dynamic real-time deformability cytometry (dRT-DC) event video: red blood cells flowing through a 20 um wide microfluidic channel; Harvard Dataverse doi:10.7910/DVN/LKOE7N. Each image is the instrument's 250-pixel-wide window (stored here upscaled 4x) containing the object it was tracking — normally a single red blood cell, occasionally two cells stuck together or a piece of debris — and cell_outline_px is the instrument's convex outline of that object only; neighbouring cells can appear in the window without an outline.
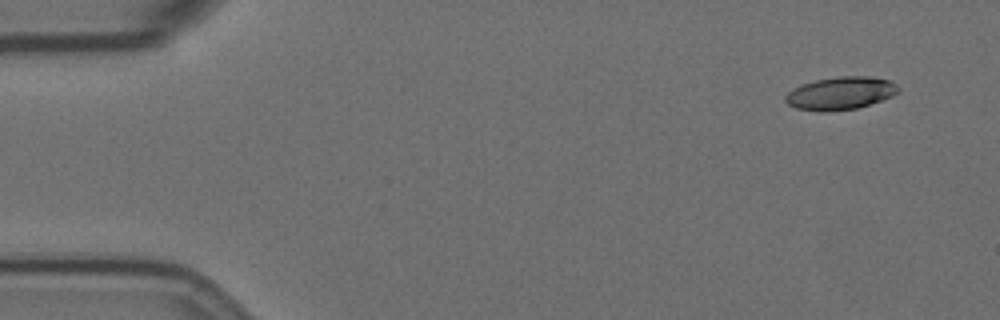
{"species": "Egyptian fruit bat (a non-hibernating species)", "species_latin": "Rousettus aegyptiacus", "temperature_condition": "room temperature", "stored_images_in_passage": 53, "camera_frame_rate_fps": 3000, "um_per_image_px": 0.085, "animal": {"sex": "female"}, "frame": {"image": 1, "passage_image": 1, "time_ms": 0.0, "image_size_px": [1000, 320], "cell_outline_px": [[900, 92], [892, 96], [856, 108], [824, 112], [820, 112], [796, 108], [788, 104], [784, 100], [784, 96], [792, 88], [800, 84], [816, 80], [840, 76], [872, 76], [888, 80], [896, 84], [900, 88]], "centroid_in_image_um": [71.42, 7.92], "position_along_channel_um": 13.6, "area_um2": 21.68}}
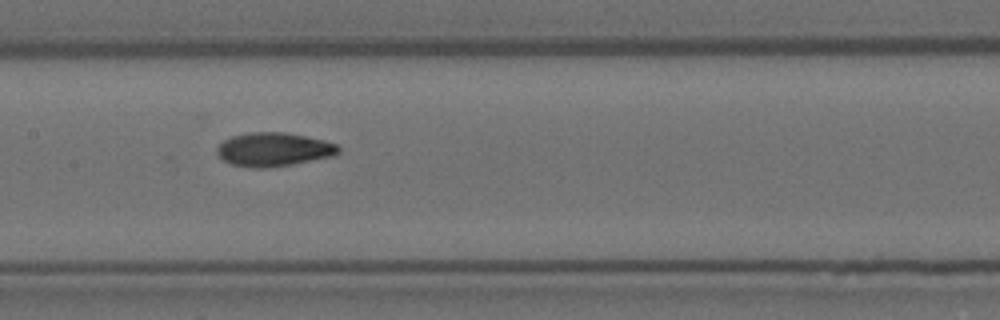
{"frame": {"image": 2, "passage_image": 25, "time_ms": 8.0, "image_size_px": [1000, 320], "cell_outline_px": [[340, 152], [332, 156], [292, 164], [264, 168], [256, 168], [232, 164], [224, 160], [216, 152], [216, 148], [224, 140], [232, 136], [248, 132], [284, 132], [324, 140], [336, 144], [340, 148]], "centroid_in_image_um": [23.26, 12.69], "position_along_channel_um": 184.1, "area_um2": 23.64}}
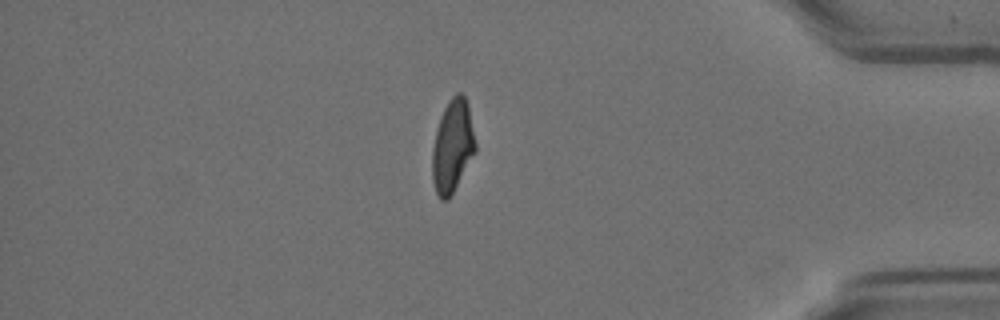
{"frame": {"image": 3, "passage_image": 46, "time_ms": 15.0, "image_size_px": [1000, 320], "cell_outline_px": [[476, 152], [448, 200], [440, 200], [436, 192], [432, 180], [432, 148], [436, 128], [440, 116], [448, 100], [456, 92], [460, 92], [464, 96], [468, 104], [476, 144]], "centroid_in_image_um": [38.45, 12.41], "position_along_channel_um": 396.7, "area_um2": 23.47}}